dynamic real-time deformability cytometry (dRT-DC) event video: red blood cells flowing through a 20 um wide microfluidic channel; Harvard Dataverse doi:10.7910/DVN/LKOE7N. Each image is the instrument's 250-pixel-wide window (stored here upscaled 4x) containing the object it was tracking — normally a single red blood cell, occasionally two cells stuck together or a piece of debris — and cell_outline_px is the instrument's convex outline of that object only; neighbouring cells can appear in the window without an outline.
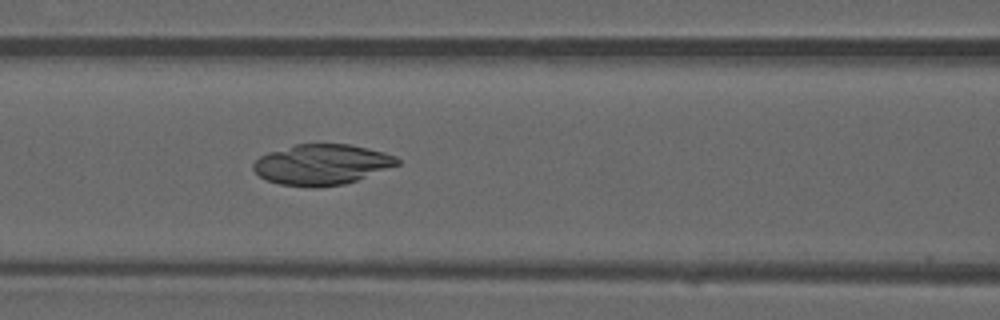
{"species": "common noctule bat (a hibernating species)", "species_latin": "Nyctalus noctula", "temperature_condition": "warm", "stored_images_in_passage": 51, "camera_frame_rate_fps": 3000, "um_per_image_px": 0.085, "animal": {"sex": "male", "forearm_length_mm": 52.5}, "frame": {"image": 1, "passage_image": 22, "time_ms": 7.0, "image_size_px": [1000, 320], "cell_outline_px": [[400, 164], [356, 180], [344, 184], [316, 188], [308, 188], [280, 184], [268, 180], [260, 176], [252, 168], [252, 164], [260, 156], [268, 152], [296, 144], [348, 144], [368, 148], [384, 152], [396, 156], [400, 160]], "centroid_in_image_um": [27.34, 13.99], "position_along_channel_um": 139.3, "area_um2": 34.04}}